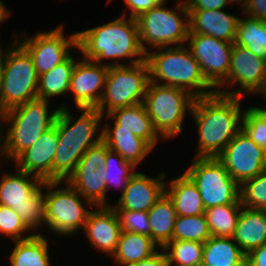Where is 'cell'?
I'll use <instances>...</instances> for the list:
<instances>
[{"instance_id":"obj_7","label":"cell","mask_w":266,"mask_h":266,"mask_svg":"<svg viewBox=\"0 0 266 266\" xmlns=\"http://www.w3.org/2000/svg\"><path fill=\"white\" fill-rule=\"evenodd\" d=\"M166 8L167 0L136 18L141 47L147 53L160 47L186 45L189 34V12L185 0H175Z\"/></svg>"},{"instance_id":"obj_43","label":"cell","mask_w":266,"mask_h":266,"mask_svg":"<svg viewBox=\"0 0 266 266\" xmlns=\"http://www.w3.org/2000/svg\"><path fill=\"white\" fill-rule=\"evenodd\" d=\"M240 9L242 15L258 18L266 22V0H247Z\"/></svg>"},{"instance_id":"obj_31","label":"cell","mask_w":266,"mask_h":266,"mask_svg":"<svg viewBox=\"0 0 266 266\" xmlns=\"http://www.w3.org/2000/svg\"><path fill=\"white\" fill-rule=\"evenodd\" d=\"M76 59V60H75ZM72 54L62 63L55 66L38 78V99L52 101L50 98L68 95L70 81L76 61Z\"/></svg>"},{"instance_id":"obj_46","label":"cell","mask_w":266,"mask_h":266,"mask_svg":"<svg viewBox=\"0 0 266 266\" xmlns=\"http://www.w3.org/2000/svg\"><path fill=\"white\" fill-rule=\"evenodd\" d=\"M127 266H168L167 256L162 248L149 258L143 259Z\"/></svg>"},{"instance_id":"obj_19","label":"cell","mask_w":266,"mask_h":266,"mask_svg":"<svg viewBox=\"0 0 266 266\" xmlns=\"http://www.w3.org/2000/svg\"><path fill=\"white\" fill-rule=\"evenodd\" d=\"M58 145L57 118L52 128L47 130L13 162L14 167L38 177L41 181H53V160Z\"/></svg>"},{"instance_id":"obj_41","label":"cell","mask_w":266,"mask_h":266,"mask_svg":"<svg viewBox=\"0 0 266 266\" xmlns=\"http://www.w3.org/2000/svg\"><path fill=\"white\" fill-rule=\"evenodd\" d=\"M116 212L123 231L138 233L150 237L148 212L131 210H116Z\"/></svg>"},{"instance_id":"obj_26","label":"cell","mask_w":266,"mask_h":266,"mask_svg":"<svg viewBox=\"0 0 266 266\" xmlns=\"http://www.w3.org/2000/svg\"><path fill=\"white\" fill-rule=\"evenodd\" d=\"M102 141L137 168L154 150L145 140L127 129H102Z\"/></svg>"},{"instance_id":"obj_2","label":"cell","mask_w":266,"mask_h":266,"mask_svg":"<svg viewBox=\"0 0 266 266\" xmlns=\"http://www.w3.org/2000/svg\"><path fill=\"white\" fill-rule=\"evenodd\" d=\"M76 32L75 52L80 51L84 59L109 67L133 65L146 58L141 47L136 18L121 15L108 23ZM107 59L114 61L104 62Z\"/></svg>"},{"instance_id":"obj_12","label":"cell","mask_w":266,"mask_h":266,"mask_svg":"<svg viewBox=\"0 0 266 266\" xmlns=\"http://www.w3.org/2000/svg\"><path fill=\"white\" fill-rule=\"evenodd\" d=\"M13 34L10 38L13 37L30 54L38 76L64 62L72 54L71 50L77 49V32L74 31L69 37L64 36L62 23L31 36L22 32L20 35L18 32Z\"/></svg>"},{"instance_id":"obj_15","label":"cell","mask_w":266,"mask_h":266,"mask_svg":"<svg viewBox=\"0 0 266 266\" xmlns=\"http://www.w3.org/2000/svg\"><path fill=\"white\" fill-rule=\"evenodd\" d=\"M233 44L210 35L188 34L186 47L199 62L206 81L215 90L228 78Z\"/></svg>"},{"instance_id":"obj_22","label":"cell","mask_w":266,"mask_h":266,"mask_svg":"<svg viewBox=\"0 0 266 266\" xmlns=\"http://www.w3.org/2000/svg\"><path fill=\"white\" fill-rule=\"evenodd\" d=\"M189 33L210 35L222 41L234 43L239 23L238 15L220 10H188Z\"/></svg>"},{"instance_id":"obj_16","label":"cell","mask_w":266,"mask_h":266,"mask_svg":"<svg viewBox=\"0 0 266 266\" xmlns=\"http://www.w3.org/2000/svg\"><path fill=\"white\" fill-rule=\"evenodd\" d=\"M217 158L230 176L241 185L263 172L265 150L241 130Z\"/></svg>"},{"instance_id":"obj_50","label":"cell","mask_w":266,"mask_h":266,"mask_svg":"<svg viewBox=\"0 0 266 266\" xmlns=\"http://www.w3.org/2000/svg\"><path fill=\"white\" fill-rule=\"evenodd\" d=\"M228 1L231 3V5L234 6L235 4H237L238 7L240 6L242 8L247 0H228Z\"/></svg>"},{"instance_id":"obj_33","label":"cell","mask_w":266,"mask_h":266,"mask_svg":"<svg viewBox=\"0 0 266 266\" xmlns=\"http://www.w3.org/2000/svg\"><path fill=\"white\" fill-rule=\"evenodd\" d=\"M241 207V204H227L206 209L204 214L211 235L232 238Z\"/></svg>"},{"instance_id":"obj_40","label":"cell","mask_w":266,"mask_h":266,"mask_svg":"<svg viewBox=\"0 0 266 266\" xmlns=\"http://www.w3.org/2000/svg\"><path fill=\"white\" fill-rule=\"evenodd\" d=\"M242 130L258 147L266 151V122L251 106L244 109Z\"/></svg>"},{"instance_id":"obj_28","label":"cell","mask_w":266,"mask_h":266,"mask_svg":"<svg viewBox=\"0 0 266 266\" xmlns=\"http://www.w3.org/2000/svg\"><path fill=\"white\" fill-rule=\"evenodd\" d=\"M201 266H246V254L232 238L211 236L203 243Z\"/></svg>"},{"instance_id":"obj_38","label":"cell","mask_w":266,"mask_h":266,"mask_svg":"<svg viewBox=\"0 0 266 266\" xmlns=\"http://www.w3.org/2000/svg\"><path fill=\"white\" fill-rule=\"evenodd\" d=\"M241 205L256 210H266V173L261 172L240 185Z\"/></svg>"},{"instance_id":"obj_44","label":"cell","mask_w":266,"mask_h":266,"mask_svg":"<svg viewBox=\"0 0 266 266\" xmlns=\"http://www.w3.org/2000/svg\"><path fill=\"white\" fill-rule=\"evenodd\" d=\"M185 3L188 10H220L231 6L228 0H185Z\"/></svg>"},{"instance_id":"obj_51","label":"cell","mask_w":266,"mask_h":266,"mask_svg":"<svg viewBox=\"0 0 266 266\" xmlns=\"http://www.w3.org/2000/svg\"><path fill=\"white\" fill-rule=\"evenodd\" d=\"M263 172L266 173V151H265V158H264V164H263Z\"/></svg>"},{"instance_id":"obj_20","label":"cell","mask_w":266,"mask_h":266,"mask_svg":"<svg viewBox=\"0 0 266 266\" xmlns=\"http://www.w3.org/2000/svg\"><path fill=\"white\" fill-rule=\"evenodd\" d=\"M166 172L157 177L136 172L129 180L119 200L112 205L115 210L147 212L165 192Z\"/></svg>"},{"instance_id":"obj_8","label":"cell","mask_w":266,"mask_h":266,"mask_svg":"<svg viewBox=\"0 0 266 266\" xmlns=\"http://www.w3.org/2000/svg\"><path fill=\"white\" fill-rule=\"evenodd\" d=\"M195 99L184 89L149 82L143 104L155 130L169 140L184 132V121L191 114Z\"/></svg>"},{"instance_id":"obj_14","label":"cell","mask_w":266,"mask_h":266,"mask_svg":"<svg viewBox=\"0 0 266 266\" xmlns=\"http://www.w3.org/2000/svg\"><path fill=\"white\" fill-rule=\"evenodd\" d=\"M109 147L101 140L91 146L66 180L85 200L97 206H112L107 195L105 167Z\"/></svg>"},{"instance_id":"obj_17","label":"cell","mask_w":266,"mask_h":266,"mask_svg":"<svg viewBox=\"0 0 266 266\" xmlns=\"http://www.w3.org/2000/svg\"><path fill=\"white\" fill-rule=\"evenodd\" d=\"M109 67L82 57L72 73L68 94H72L75 108H97L105 88Z\"/></svg>"},{"instance_id":"obj_13","label":"cell","mask_w":266,"mask_h":266,"mask_svg":"<svg viewBox=\"0 0 266 266\" xmlns=\"http://www.w3.org/2000/svg\"><path fill=\"white\" fill-rule=\"evenodd\" d=\"M232 86L236 89L231 88ZM265 89L266 60L256 56L246 47L233 44L228 78L216 92L245 98L247 94H262Z\"/></svg>"},{"instance_id":"obj_3","label":"cell","mask_w":266,"mask_h":266,"mask_svg":"<svg viewBox=\"0 0 266 266\" xmlns=\"http://www.w3.org/2000/svg\"><path fill=\"white\" fill-rule=\"evenodd\" d=\"M58 106V145L53 160V181H66L85 152L102 140L103 115L97 108H79L82 113L77 118L71 114L67 104Z\"/></svg>"},{"instance_id":"obj_34","label":"cell","mask_w":266,"mask_h":266,"mask_svg":"<svg viewBox=\"0 0 266 266\" xmlns=\"http://www.w3.org/2000/svg\"><path fill=\"white\" fill-rule=\"evenodd\" d=\"M162 249L168 266H201L203 243L188 240H171Z\"/></svg>"},{"instance_id":"obj_30","label":"cell","mask_w":266,"mask_h":266,"mask_svg":"<svg viewBox=\"0 0 266 266\" xmlns=\"http://www.w3.org/2000/svg\"><path fill=\"white\" fill-rule=\"evenodd\" d=\"M150 223V237L162 248L172 240L174 224L177 218L173 202L164 192L147 211Z\"/></svg>"},{"instance_id":"obj_42","label":"cell","mask_w":266,"mask_h":266,"mask_svg":"<svg viewBox=\"0 0 266 266\" xmlns=\"http://www.w3.org/2000/svg\"><path fill=\"white\" fill-rule=\"evenodd\" d=\"M125 3V11L123 16L129 15L131 18H137L140 14L150 10L155 6H159L165 0H123ZM128 11L129 13L126 14Z\"/></svg>"},{"instance_id":"obj_10","label":"cell","mask_w":266,"mask_h":266,"mask_svg":"<svg viewBox=\"0 0 266 266\" xmlns=\"http://www.w3.org/2000/svg\"><path fill=\"white\" fill-rule=\"evenodd\" d=\"M150 82L146 60L122 66H109L102 99L97 107L106 116L110 112L142 103Z\"/></svg>"},{"instance_id":"obj_25","label":"cell","mask_w":266,"mask_h":266,"mask_svg":"<svg viewBox=\"0 0 266 266\" xmlns=\"http://www.w3.org/2000/svg\"><path fill=\"white\" fill-rule=\"evenodd\" d=\"M165 193L173 202L177 216H193L205 213L199 190L183 172L165 182Z\"/></svg>"},{"instance_id":"obj_4","label":"cell","mask_w":266,"mask_h":266,"mask_svg":"<svg viewBox=\"0 0 266 266\" xmlns=\"http://www.w3.org/2000/svg\"><path fill=\"white\" fill-rule=\"evenodd\" d=\"M51 103L37 98L0 114L1 162H13L54 126L60 107L55 106V109L49 110Z\"/></svg>"},{"instance_id":"obj_37","label":"cell","mask_w":266,"mask_h":266,"mask_svg":"<svg viewBox=\"0 0 266 266\" xmlns=\"http://www.w3.org/2000/svg\"><path fill=\"white\" fill-rule=\"evenodd\" d=\"M44 182L26 199L22 207V221L32 234H41L39 229L45 226ZM38 231V232H36ZM36 232V233H35Z\"/></svg>"},{"instance_id":"obj_39","label":"cell","mask_w":266,"mask_h":266,"mask_svg":"<svg viewBox=\"0 0 266 266\" xmlns=\"http://www.w3.org/2000/svg\"><path fill=\"white\" fill-rule=\"evenodd\" d=\"M25 226L14 209L0 204V234L12 241L25 240L34 234Z\"/></svg>"},{"instance_id":"obj_6","label":"cell","mask_w":266,"mask_h":266,"mask_svg":"<svg viewBox=\"0 0 266 266\" xmlns=\"http://www.w3.org/2000/svg\"><path fill=\"white\" fill-rule=\"evenodd\" d=\"M61 183H64L65 187H62ZM44 196L45 228L54 235L64 238L68 236L72 238L79 234L84 228L91 209L95 208L67 181H45Z\"/></svg>"},{"instance_id":"obj_45","label":"cell","mask_w":266,"mask_h":266,"mask_svg":"<svg viewBox=\"0 0 266 266\" xmlns=\"http://www.w3.org/2000/svg\"><path fill=\"white\" fill-rule=\"evenodd\" d=\"M246 266H266V242L246 255Z\"/></svg>"},{"instance_id":"obj_24","label":"cell","mask_w":266,"mask_h":266,"mask_svg":"<svg viewBox=\"0 0 266 266\" xmlns=\"http://www.w3.org/2000/svg\"><path fill=\"white\" fill-rule=\"evenodd\" d=\"M232 239L247 255L266 242V210L241 207Z\"/></svg>"},{"instance_id":"obj_9","label":"cell","mask_w":266,"mask_h":266,"mask_svg":"<svg viewBox=\"0 0 266 266\" xmlns=\"http://www.w3.org/2000/svg\"><path fill=\"white\" fill-rule=\"evenodd\" d=\"M38 74L30 54L12 38L4 48L0 114L38 98Z\"/></svg>"},{"instance_id":"obj_52","label":"cell","mask_w":266,"mask_h":266,"mask_svg":"<svg viewBox=\"0 0 266 266\" xmlns=\"http://www.w3.org/2000/svg\"><path fill=\"white\" fill-rule=\"evenodd\" d=\"M258 96H260V97L262 96L261 98H264L266 101V89L262 94H259Z\"/></svg>"},{"instance_id":"obj_35","label":"cell","mask_w":266,"mask_h":266,"mask_svg":"<svg viewBox=\"0 0 266 266\" xmlns=\"http://www.w3.org/2000/svg\"><path fill=\"white\" fill-rule=\"evenodd\" d=\"M211 236L205 214L177 216L172 240H188L204 243Z\"/></svg>"},{"instance_id":"obj_36","label":"cell","mask_w":266,"mask_h":266,"mask_svg":"<svg viewBox=\"0 0 266 266\" xmlns=\"http://www.w3.org/2000/svg\"><path fill=\"white\" fill-rule=\"evenodd\" d=\"M103 170L106 176L107 190L116 187L121 189V195L128 186L129 180L136 173L137 167L132 163L126 162L117 152L107 150L106 162Z\"/></svg>"},{"instance_id":"obj_32","label":"cell","mask_w":266,"mask_h":266,"mask_svg":"<svg viewBox=\"0 0 266 266\" xmlns=\"http://www.w3.org/2000/svg\"><path fill=\"white\" fill-rule=\"evenodd\" d=\"M234 44L246 47L266 60V22L247 15L244 18L240 16Z\"/></svg>"},{"instance_id":"obj_5","label":"cell","mask_w":266,"mask_h":266,"mask_svg":"<svg viewBox=\"0 0 266 266\" xmlns=\"http://www.w3.org/2000/svg\"><path fill=\"white\" fill-rule=\"evenodd\" d=\"M145 60L150 82L184 89L196 98L216 92L204 78L199 62L186 45L152 49L146 53Z\"/></svg>"},{"instance_id":"obj_11","label":"cell","mask_w":266,"mask_h":266,"mask_svg":"<svg viewBox=\"0 0 266 266\" xmlns=\"http://www.w3.org/2000/svg\"><path fill=\"white\" fill-rule=\"evenodd\" d=\"M185 174L199 190L204 208L241 204L240 185L217 157H193Z\"/></svg>"},{"instance_id":"obj_1","label":"cell","mask_w":266,"mask_h":266,"mask_svg":"<svg viewBox=\"0 0 266 266\" xmlns=\"http://www.w3.org/2000/svg\"><path fill=\"white\" fill-rule=\"evenodd\" d=\"M242 99L218 92L195 99L190 114L198 135L194 157H218L242 130Z\"/></svg>"},{"instance_id":"obj_21","label":"cell","mask_w":266,"mask_h":266,"mask_svg":"<svg viewBox=\"0 0 266 266\" xmlns=\"http://www.w3.org/2000/svg\"><path fill=\"white\" fill-rule=\"evenodd\" d=\"M103 119L106 122L111 119L113 124L104 122L102 129H127L145 140L153 149L159 145L158 143L161 140L163 141V138L155 130L152 119L149 117L143 102L116 109L103 116Z\"/></svg>"},{"instance_id":"obj_47","label":"cell","mask_w":266,"mask_h":266,"mask_svg":"<svg viewBox=\"0 0 266 266\" xmlns=\"http://www.w3.org/2000/svg\"><path fill=\"white\" fill-rule=\"evenodd\" d=\"M11 10L7 8L3 0H0V25L4 23L11 16Z\"/></svg>"},{"instance_id":"obj_18","label":"cell","mask_w":266,"mask_h":266,"mask_svg":"<svg viewBox=\"0 0 266 266\" xmlns=\"http://www.w3.org/2000/svg\"><path fill=\"white\" fill-rule=\"evenodd\" d=\"M95 208L90 212L82 232L97 253L112 257L122 232L118 214L112 206Z\"/></svg>"},{"instance_id":"obj_27","label":"cell","mask_w":266,"mask_h":266,"mask_svg":"<svg viewBox=\"0 0 266 266\" xmlns=\"http://www.w3.org/2000/svg\"><path fill=\"white\" fill-rule=\"evenodd\" d=\"M158 250L160 247L151 237L122 230L111 259L113 258V263L118 266H127L149 258Z\"/></svg>"},{"instance_id":"obj_49","label":"cell","mask_w":266,"mask_h":266,"mask_svg":"<svg viewBox=\"0 0 266 266\" xmlns=\"http://www.w3.org/2000/svg\"><path fill=\"white\" fill-rule=\"evenodd\" d=\"M258 114L261 118H263V120L266 122V107H259V106H251Z\"/></svg>"},{"instance_id":"obj_23","label":"cell","mask_w":266,"mask_h":266,"mask_svg":"<svg viewBox=\"0 0 266 266\" xmlns=\"http://www.w3.org/2000/svg\"><path fill=\"white\" fill-rule=\"evenodd\" d=\"M0 161V169L2 167ZM1 172L0 175V204L14 209L22 219V207L26 199L43 183L38 177L19 169Z\"/></svg>"},{"instance_id":"obj_29","label":"cell","mask_w":266,"mask_h":266,"mask_svg":"<svg viewBox=\"0 0 266 266\" xmlns=\"http://www.w3.org/2000/svg\"><path fill=\"white\" fill-rule=\"evenodd\" d=\"M43 234L13 241V251L9 254L10 266H51L50 240ZM49 240V241H48Z\"/></svg>"},{"instance_id":"obj_48","label":"cell","mask_w":266,"mask_h":266,"mask_svg":"<svg viewBox=\"0 0 266 266\" xmlns=\"http://www.w3.org/2000/svg\"><path fill=\"white\" fill-rule=\"evenodd\" d=\"M3 71H4V48L0 50V93L2 89V81H3Z\"/></svg>"},{"instance_id":"obj_53","label":"cell","mask_w":266,"mask_h":266,"mask_svg":"<svg viewBox=\"0 0 266 266\" xmlns=\"http://www.w3.org/2000/svg\"><path fill=\"white\" fill-rule=\"evenodd\" d=\"M0 37H1V35H0ZM0 42H1V41H0ZM2 44H3V43H0V50L2 49V46H3Z\"/></svg>"}]
</instances>
